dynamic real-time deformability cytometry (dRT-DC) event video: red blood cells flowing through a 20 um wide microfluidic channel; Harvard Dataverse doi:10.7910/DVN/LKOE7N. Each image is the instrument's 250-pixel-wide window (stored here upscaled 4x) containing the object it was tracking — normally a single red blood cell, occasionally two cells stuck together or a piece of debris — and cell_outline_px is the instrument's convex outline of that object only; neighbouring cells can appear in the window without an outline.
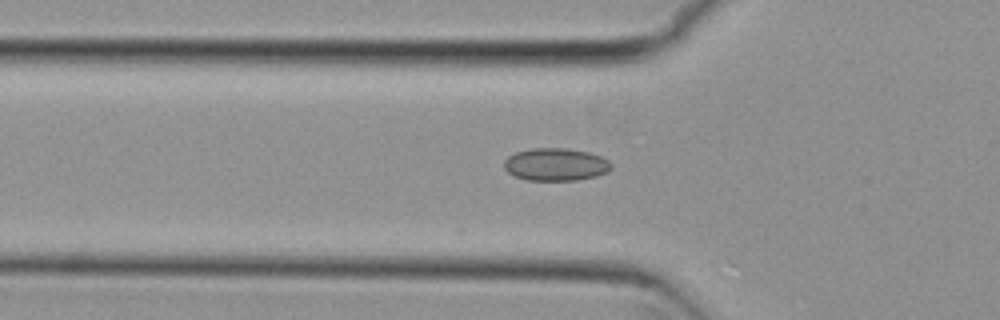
{"species": "common noctule bat (a hibernating species)", "species_latin": "Nyctalus noctula", "temperature_condition": "cold", "stored_images_in_passage": 13, "camera_frame_rate_fps": 3000, "um_per_image_px": 0.085, "animal": {"sex": "female", "body_mass_g": 29.2, "forearm_length_mm": 56.3}, "frame": {"image": 1, "passage_image": 2, "time_ms": 0.333, "image_size_px": [1000, 320], "cell_outline_px": [[612, 168], [608, 172], [596, 176], [576, 180], [524, 180], [512, 176], [504, 168], [504, 160], [508, 156], [516, 152], [532, 148], [564, 148], [588, 152], [600, 156], [608, 160], [612, 164]], "centroid_in_image_um": [47.22, 13.98], "position_along_channel_um": 78.6, "area_um2": 20.52}}
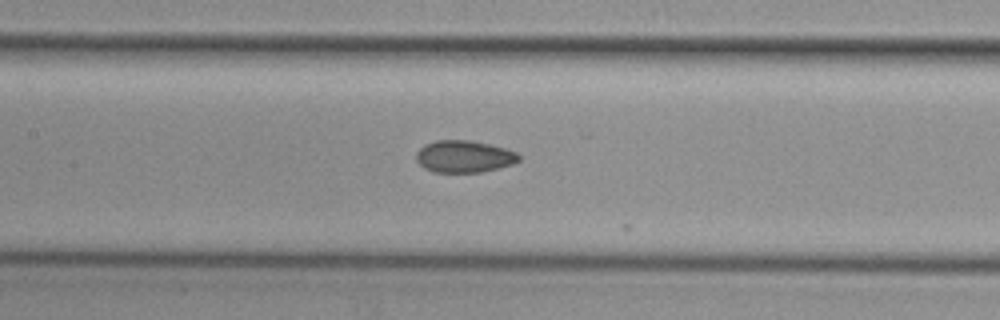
{"frame": {"image": 2, "passage_image": 9, "time_ms": 2.667, "image_size_px": [1000, 320], "cell_outline_px": [[520, 160], [512, 164], [480, 172], [432, 172], [424, 168], [416, 160], [416, 152], [424, 144], [436, 140], [472, 140], [504, 148], [516, 152], [520, 156]], "centroid_in_image_um": [39.41, 13.29], "position_along_channel_um": 168.0, "area_um2": 19.13}}
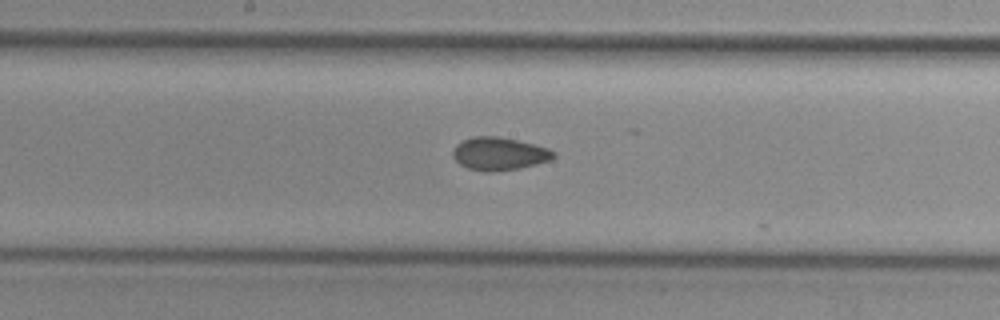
{"frame": {"image": 3, "passage_image": 12, "time_ms": 3.667, "image_size_px": [1000, 320], "cell_outline_px": [[556, 156], [552, 160], [520, 168], [492, 172], [484, 172], [468, 168], [460, 164], [452, 156], [452, 152], [456, 144], [472, 136], [496, 136], [516, 140], [548, 148], [556, 152]], "centroid_in_image_um": [42.43, 13.07], "position_along_channel_um": 205.8, "area_um2": 19.36}}